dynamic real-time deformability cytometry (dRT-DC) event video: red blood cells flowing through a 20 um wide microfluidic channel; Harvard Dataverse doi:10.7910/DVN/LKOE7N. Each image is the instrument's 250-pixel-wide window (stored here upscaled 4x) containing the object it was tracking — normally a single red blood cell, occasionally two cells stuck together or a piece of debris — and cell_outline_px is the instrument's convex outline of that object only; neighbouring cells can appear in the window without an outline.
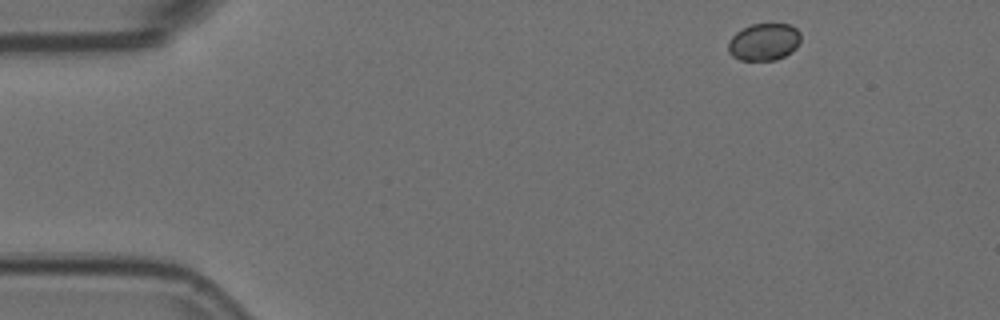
{"species": "Egyptian fruit bat (a non-hibernating species)", "species_latin": "Rousettus aegyptiacus", "temperature_condition": "room temperature", "stored_images_in_passage": 50, "camera_frame_rate_fps": 3000, "um_per_image_px": 0.085, "animal": {"sex": "female"}, "frame": {"image": 1, "passage_image": 1, "time_ms": 0.0, "image_size_px": [1000, 320], "cell_outline_px": [[800, 40], [796, 48], [792, 52], [776, 60], [740, 60], [732, 56], [728, 52], [728, 40], [736, 32], [752, 24], [776, 20], [792, 24], [800, 32]], "centroid_in_image_um": [64.97, 3.51], "position_along_channel_um": 20.0, "area_um2": 16.42}}
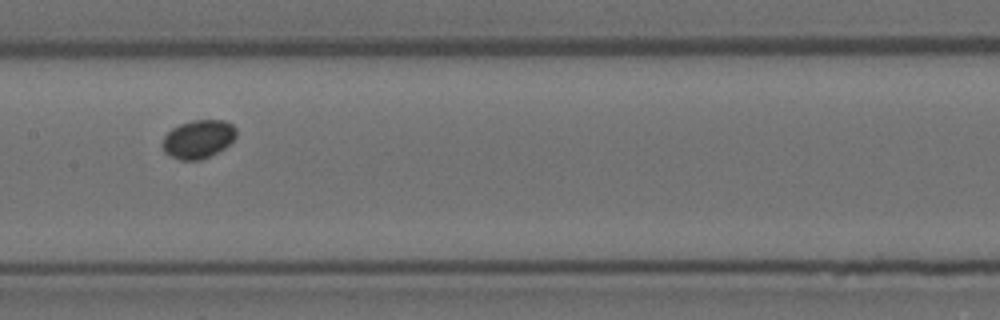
{"frame": {"image": 2, "passage_image": 22, "time_ms": 7.0, "image_size_px": [1000, 320], "cell_outline_px": [[236, 136], [224, 148], [200, 160], [180, 160], [164, 152], [160, 144], [164, 136], [172, 128], [180, 124], [192, 120], [224, 120], [232, 124], [236, 128]], "centroid_in_image_um": [16.82, 11.81], "position_along_channel_um": 190.6, "area_um2": 16.47}}
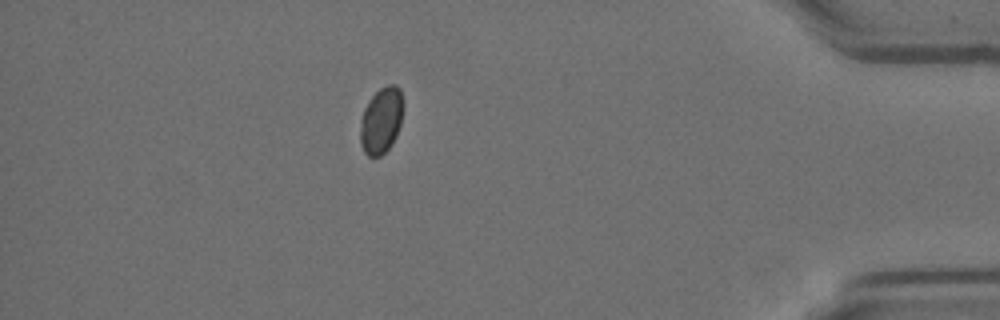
{"frame": {"image": 3, "passage_image": 43, "time_ms": 14.0, "image_size_px": [1000, 320], "cell_outline_px": [[400, 124], [396, 136], [392, 144], [380, 156], [368, 156], [364, 152], [360, 144], [360, 120], [364, 108], [372, 96], [380, 88], [388, 84], [396, 84], [400, 88]], "centroid_in_image_um": [32.35, 10.25], "position_along_channel_um": 402.8, "area_um2": 16.24}}